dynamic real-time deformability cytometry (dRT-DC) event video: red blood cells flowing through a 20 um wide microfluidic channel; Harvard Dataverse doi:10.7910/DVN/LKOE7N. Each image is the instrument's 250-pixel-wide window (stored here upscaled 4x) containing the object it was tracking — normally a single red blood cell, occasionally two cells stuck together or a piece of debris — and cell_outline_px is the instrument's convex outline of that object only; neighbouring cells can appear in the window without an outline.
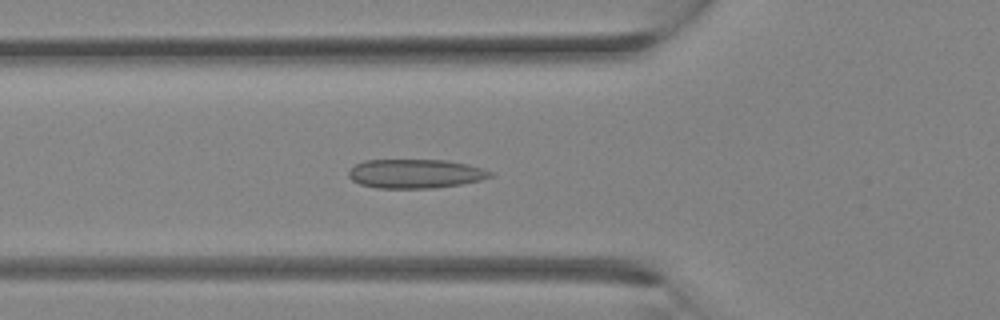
{"species": "Egyptian fruit bat (a non-hibernating species)", "species_latin": "Rousettus aegyptiacus", "temperature_condition": "room temperature", "stored_images_in_passage": 30, "camera_frame_rate_fps": 3000, "um_per_image_px": 0.085, "animal": {"sex": "female"}, "frame": {"image": 1, "passage_image": 10, "time_ms": 3.0, "image_size_px": [1000, 320], "cell_outline_px": [[492, 176], [480, 180], [460, 184], [432, 188], [376, 188], [360, 184], [352, 180], [348, 176], [348, 172], [356, 164], [364, 160], [448, 160], [468, 164], [484, 168], [492, 172]], "centroid_in_image_um": [35.31, 14.76], "position_along_channel_um": 90.5, "area_um2": 23.99}}
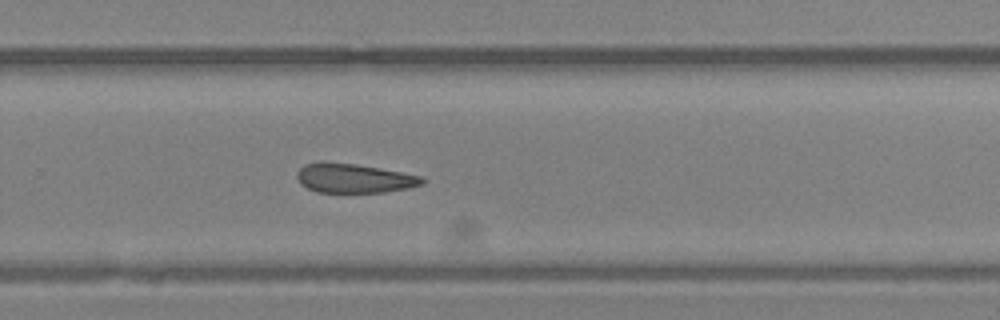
{"frame": {"image": 2, "passage_image": 20, "time_ms": 6.333, "image_size_px": [1000, 320], "cell_outline_px": [[424, 184], [408, 188], [384, 192], [316, 192], [300, 184], [296, 176], [296, 172], [304, 164], [320, 160], [324, 160], [356, 164], [400, 172], [420, 176], [424, 180]], "centroid_in_image_um": [30.01, 15.13], "position_along_channel_um": 299.8, "area_um2": 21.5}}
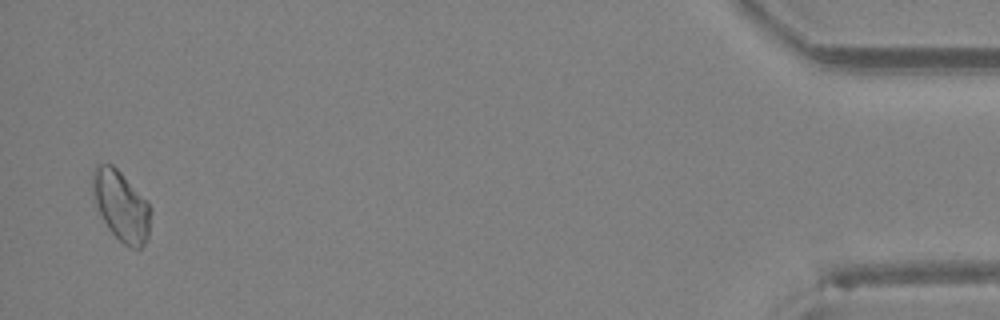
{"frame": {"image": 3, "passage_image": 30, "time_ms": 9.667, "image_size_px": [1000, 320], "cell_outline_px": [[152, 212], [148, 240], [140, 248], [132, 248], [124, 244], [108, 228], [96, 204], [92, 192], [92, 172], [96, 164], [112, 164], [120, 172], [152, 208]], "centroid_in_image_um": [10.31, 17.51], "position_along_channel_um": 424.9, "area_um2": 23.47}}